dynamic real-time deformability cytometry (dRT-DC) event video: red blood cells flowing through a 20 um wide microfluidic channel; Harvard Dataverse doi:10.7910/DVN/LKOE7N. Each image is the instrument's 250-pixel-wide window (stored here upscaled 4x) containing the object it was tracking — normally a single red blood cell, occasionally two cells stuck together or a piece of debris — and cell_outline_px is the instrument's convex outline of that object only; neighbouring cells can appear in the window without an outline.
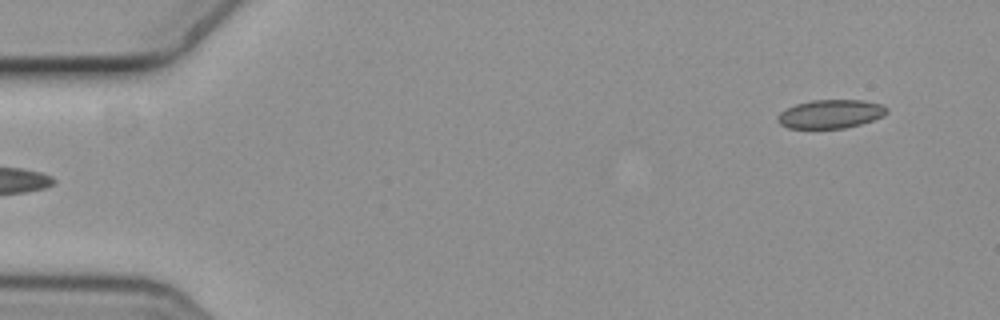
{"species": "common noctule bat (a hibernating species)", "species_latin": "Nyctalus noctula", "temperature_condition": "cold", "stored_images_in_passage": 3, "camera_frame_rate_fps": 3000, "um_per_image_px": 0.085, "animal": {"sex": "female", "body_mass_g": 19.3, "forearm_length_mm": 54.1}, "frame": {"image": 1, "passage_image": 3, "time_ms": 0.667, "image_size_px": [1000, 320], "cell_outline_px": [[888, 112], [884, 116], [860, 124], [844, 128], [788, 128], [780, 124], [776, 120], [776, 116], [780, 112], [796, 104], [812, 100], [864, 100], [884, 104], [888, 108]], "centroid_in_image_um": [70.62, 9.68], "position_along_channel_um": 14.4, "area_um2": 18.32}}